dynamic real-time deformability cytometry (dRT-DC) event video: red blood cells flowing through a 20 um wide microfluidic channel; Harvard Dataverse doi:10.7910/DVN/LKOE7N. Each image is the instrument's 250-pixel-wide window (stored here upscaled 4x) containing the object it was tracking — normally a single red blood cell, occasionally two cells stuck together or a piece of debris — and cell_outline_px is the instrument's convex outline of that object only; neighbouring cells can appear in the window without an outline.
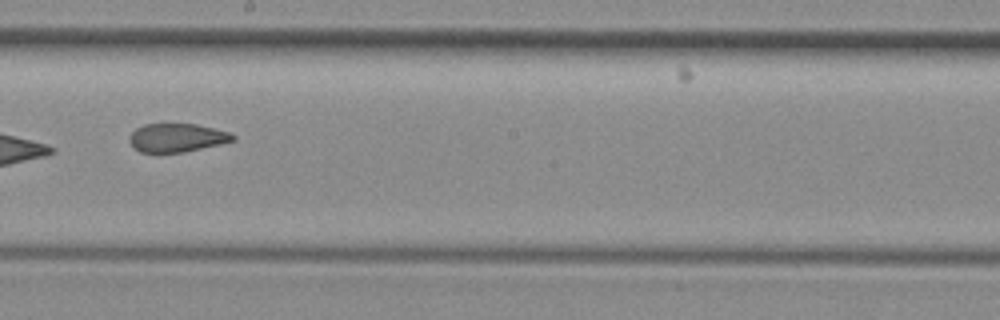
{"species": "common noctule bat (a hibernating species)", "species_latin": "Nyctalus noctula", "temperature_condition": "room temperature", "stored_images_in_passage": 10, "camera_frame_rate_fps": 3000, "um_per_image_px": 0.085, "animal": {"sex": "female", "body_mass_g": 29.2, "forearm_length_mm": 56.3}, "frame": {"image": 1, "passage_image": 9, "time_ms": 9.0, "image_size_px": [1000, 320], "cell_outline_px": [[236, 140], [220, 144], [184, 152], [140, 152], [128, 140], [128, 136], [136, 128], [144, 124], [196, 124], [232, 132], [236, 136]], "centroid_in_image_um": [15.07, 11.7], "position_along_channel_um": 233.1, "area_um2": 17.22}}